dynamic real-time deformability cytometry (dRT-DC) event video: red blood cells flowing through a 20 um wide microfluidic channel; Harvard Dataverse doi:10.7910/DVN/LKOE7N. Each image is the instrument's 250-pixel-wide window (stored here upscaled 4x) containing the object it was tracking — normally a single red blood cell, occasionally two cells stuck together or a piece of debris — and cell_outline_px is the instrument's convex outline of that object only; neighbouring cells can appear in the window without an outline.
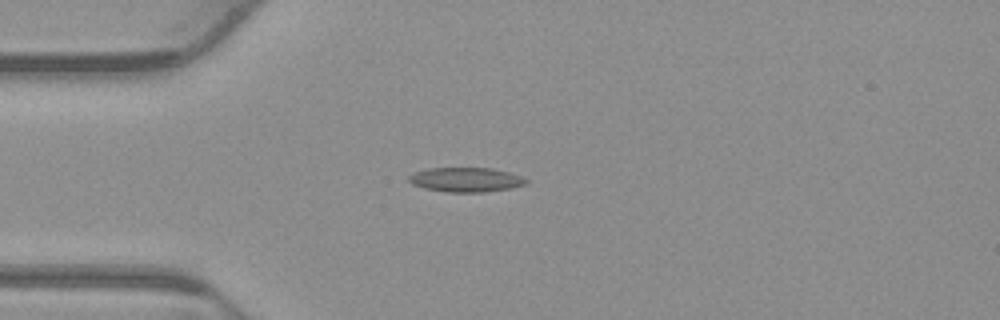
{"species": "common noctule bat (a hibernating species)", "species_latin": "Nyctalus noctula", "temperature_condition": "warm", "stored_images_in_passage": 40, "camera_frame_rate_fps": 3000, "um_per_image_px": 0.085, "animal": {"sex": "male", "body_mass_g": 23.1, "forearm_length_mm": 52.7}, "frame": {"image": 1, "passage_image": 1, "time_ms": 0.0, "image_size_px": [1000, 320], "cell_outline_px": [[528, 184], [512, 188], [484, 192], [448, 192], [424, 188], [412, 184], [408, 180], [408, 176], [412, 172], [428, 168], [492, 168], [508, 172], [520, 176], [528, 180]], "centroid_in_image_um": [39.59, 15.27], "position_along_channel_um": 45.4, "area_um2": 16.82}}
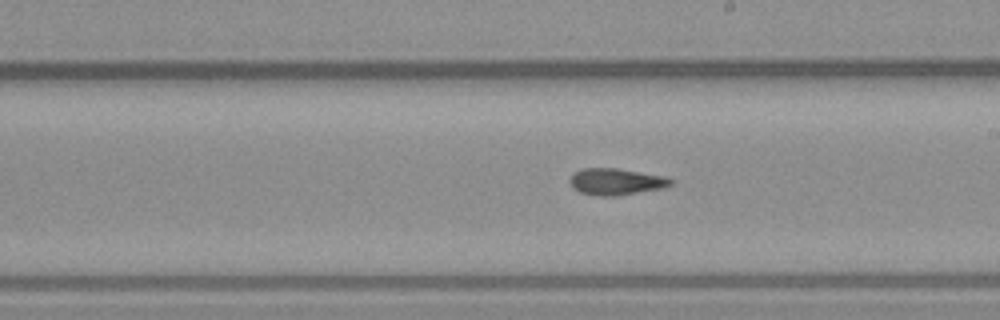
{"frame": {"image": 2, "passage_image": 17, "time_ms": 5.333, "image_size_px": [1000, 320], "cell_outline_px": [[672, 184], [664, 188], [616, 196], [600, 196], [580, 192], [572, 188], [568, 180], [572, 172], [584, 168], [616, 168], [664, 176], [672, 180]], "centroid_in_image_um": [52.31, 15.44], "position_along_channel_um": 236.7, "area_um2": 15.72}}
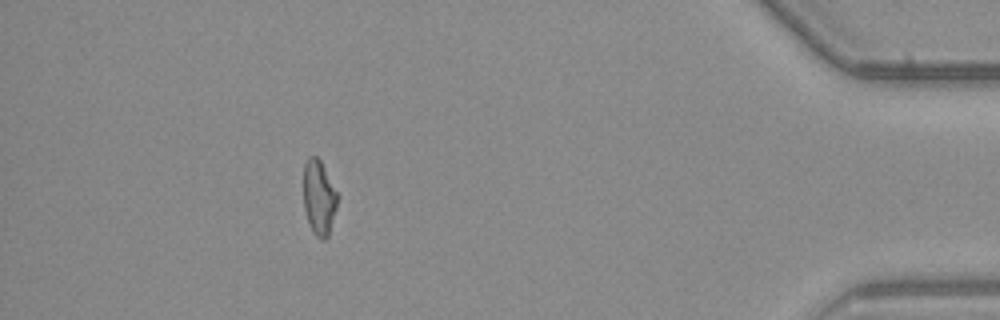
{"frame": {"image": 3, "passage_image": 35, "time_ms": 11.333, "image_size_px": [1000, 320], "cell_outline_px": [[340, 196], [328, 236], [324, 240], [320, 240], [312, 232], [304, 208], [304, 164], [308, 156], [316, 156], [320, 160]], "centroid_in_image_um": [27.13, 16.8], "position_along_channel_um": 408.1, "area_um2": 14.97}, "authors_computed_cell_mechanics": {"area_um2": 15.6638, "velocity_mm_per_s": 3.8464, "shape_relaxation_time_tau1_ms": null, "shape_relaxation_time_tau2_ms": 4.9667, "deformation_change_tau1": null, "deformation_change_tau2": 0.1329}}